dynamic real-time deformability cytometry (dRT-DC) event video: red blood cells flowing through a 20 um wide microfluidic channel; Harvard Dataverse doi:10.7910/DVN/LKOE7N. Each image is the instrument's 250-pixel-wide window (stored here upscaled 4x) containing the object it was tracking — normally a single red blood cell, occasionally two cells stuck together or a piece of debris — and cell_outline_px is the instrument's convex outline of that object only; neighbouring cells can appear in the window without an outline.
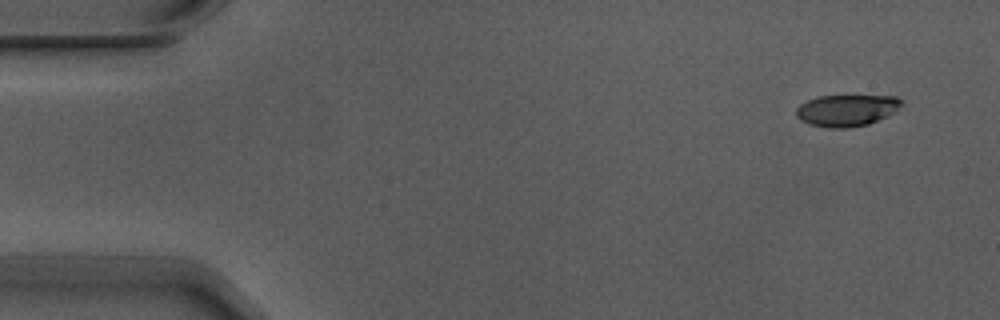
{"species": "Egyptian fruit bat (a non-hibernating species)", "species_latin": "Rousettus aegyptiacus", "temperature_condition": "warm", "stored_images_in_passage": 4, "camera_frame_rate_fps": 3000, "um_per_image_px": 0.085, "animal": {"sex": "male"}, "frame": {"image": 1, "passage_image": 4, "time_ms": 1.0, "image_size_px": [1000, 320], "cell_outline_px": [[904, 104], [896, 112], [888, 116], [868, 124], [848, 128], [828, 128], [808, 124], [800, 120], [796, 116], [796, 108], [800, 104], [808, 100], [820, 96], [896, 96], [904, 100]], "centroid_in_image_um": [72.01, 9.38], "position_along_channel_um": 13.0, "area_um2": 19.71}}